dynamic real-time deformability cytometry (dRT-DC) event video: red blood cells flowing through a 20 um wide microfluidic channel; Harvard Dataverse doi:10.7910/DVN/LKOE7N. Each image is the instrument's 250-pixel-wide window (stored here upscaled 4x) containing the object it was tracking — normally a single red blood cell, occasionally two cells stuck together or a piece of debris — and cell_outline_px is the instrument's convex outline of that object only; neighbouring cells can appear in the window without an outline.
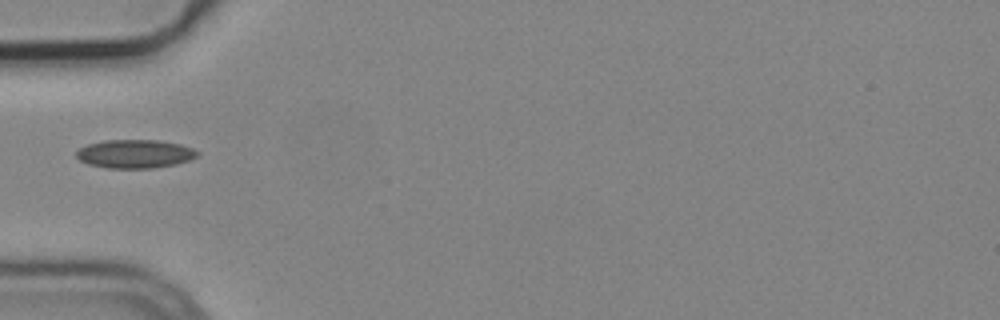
{"species": "common noctule bat (a hibernating species)", "species_latin": "Nyctalus noctula", "temperature_condition": "cold", "stored_images_in_passage": 2, "camera_frame_rate_fps": 3000, "um_per_image_px": 0.085, "animal": {"sex": "male", "body_mass_g": 19.2, "forearm_length_mm": 51.8}, "frame": {"image": 1, "passage_image": 1, "time_ms": 0.0, "image_size_px": [1000, 320], "cell_outline_px": [[200, 152], [196, 156], [188, 160], [176, 164], [152, 168], [108, 168], [88, 164], [80, 160], [76, 156], [76, 152], [80, 148], [88, 144], [104, 140], [160, 140], [180, 144], [192, 148]], "centroid_in_image_um": [11.46, 13.07], "position_along_channel_um": 73.5, "area_um2": 20.06}}
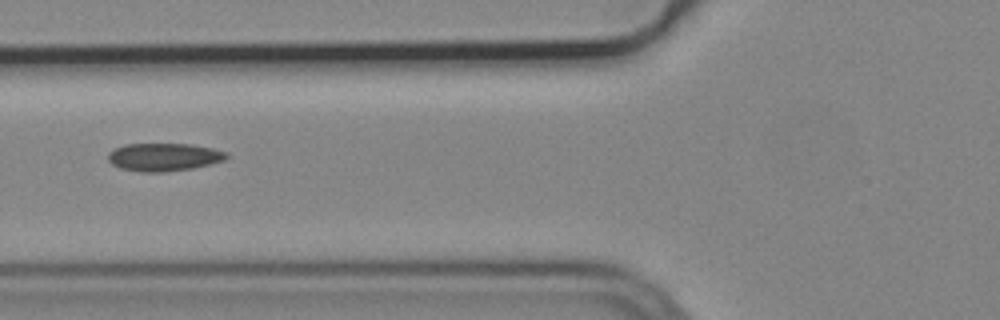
{"frame": {"image": 2, "passage_image": 2, "time_ms": 0.333, "image_size_px": [1000, 320], "cell_outline_px": [[228, 156], [224, 160], [212, 164], [192, 168], [164, 172], [140, 172], [120, 168], [112, 164], [108, 160], [108, 152], [124, 144], [188, 144], [212, 148], [224, 152]], "centroid_in_image_um": [13.89, 13.35], "position_along_channel_um": 111.9, "area_um2": 19.19}}